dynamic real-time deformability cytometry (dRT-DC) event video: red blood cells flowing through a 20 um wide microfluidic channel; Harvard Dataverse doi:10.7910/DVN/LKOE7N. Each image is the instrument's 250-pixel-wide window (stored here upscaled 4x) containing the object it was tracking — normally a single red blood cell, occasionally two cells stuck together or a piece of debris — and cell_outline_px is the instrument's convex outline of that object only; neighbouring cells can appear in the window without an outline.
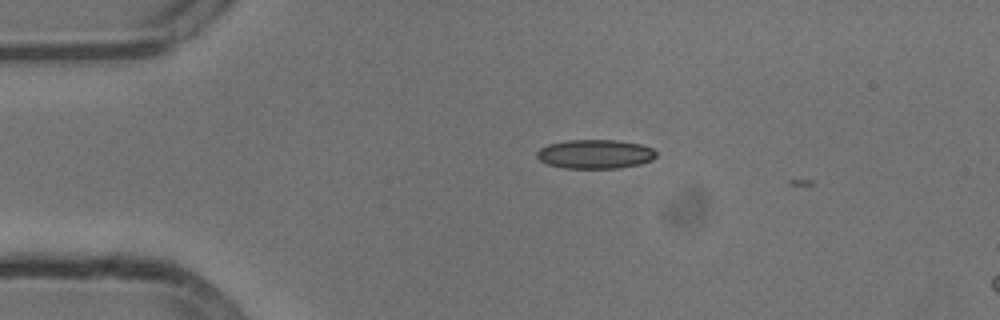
{"species": "common noctule bat (a hibernating species)", "species_latin": "Nyctalus noctula", "temperature_condition": "cold", "stored_images_in_passage": 3, "camera_frame_rate_fps": 3000, "um_per_image_px": 0.085, "animal": {"sex": "male", "body_mass_g": 13.3}, "frame": {"image": 1, "passage_image": 2, "time_ms": 0.333, "image_size_px": [1000, 320], "cell_outline_px": [[656, 156], [652, 160], [640, 164], [620, 168], [564, 168], [548, 164], [540, 160], [536, 156], [536, 152], [540, 148], [548, 144], [568, 140], [616, 140], [640, 144], [652, 148], [656, 152]], "centroid_in_image_um": [50.59, 13.1], "position_along_channel_um": 34.4, "area_um2": 20.23}}